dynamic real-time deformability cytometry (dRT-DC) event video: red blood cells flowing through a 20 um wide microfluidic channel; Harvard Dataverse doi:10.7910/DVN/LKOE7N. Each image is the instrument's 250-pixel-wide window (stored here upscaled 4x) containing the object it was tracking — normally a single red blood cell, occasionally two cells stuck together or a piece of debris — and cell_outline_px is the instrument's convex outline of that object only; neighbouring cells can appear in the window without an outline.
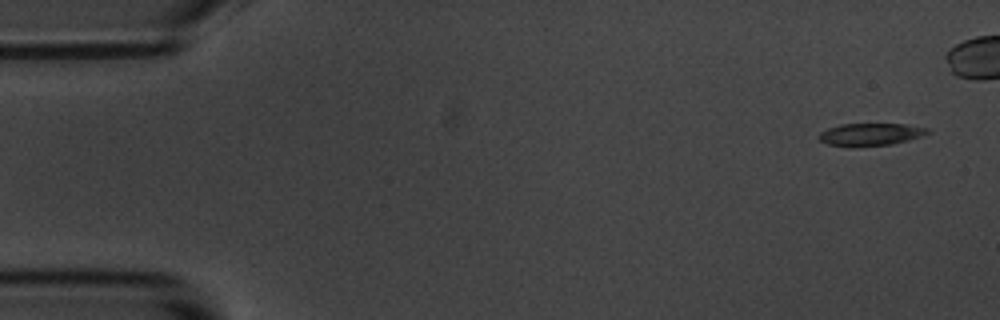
{"species": "common noctule bat (a hibernating species)", "species_latin": "Nyctalus noctula", "temperature_condition": "room temperature", "stored_images_in_passage": 4, "camera_frame_rate_fps": 3000, "um_per_image_px": 0.085, "animal": {"sex": "male", "body_mass_g": 20.1, "forearm_length_mm": 53.5}, "frame": {"image": 1, "passage_image": 1, "time_ms": 0.0, "image_size_px": [1000, 320], "cell_outline_px": [[932, 132], [908, 140], [892, 144], [828, 144], [820, 140], [820, 132], [828, 128], [840, 124], [904, 124], [928, 128]], "centroid_in_image_um": [74.06, 11.37], "position_along_channel_um": 10.9, "area_um2": 13.41}}